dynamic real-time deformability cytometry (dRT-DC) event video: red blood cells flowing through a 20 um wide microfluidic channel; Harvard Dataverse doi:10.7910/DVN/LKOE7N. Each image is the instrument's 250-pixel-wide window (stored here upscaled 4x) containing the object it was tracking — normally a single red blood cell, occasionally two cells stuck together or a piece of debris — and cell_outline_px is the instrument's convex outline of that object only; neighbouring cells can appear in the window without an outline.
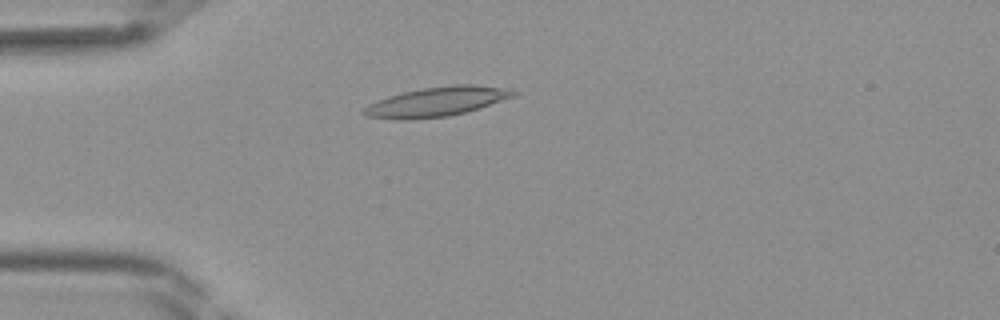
{"species": "Egyptian fruit bat (a non-hibernating species)", "species_latin": "Rousettus aegyptiacus", "temperature_condition": "room temperature", "stored_images_in_passage": 31, "camera_frame_rate_fps": 3000, "um_per_image_px": 0.085, "frame": {"image": 1, "passage_image": 1, "time_ms": 0.0, "image_size_px": [1000, 320], "cell_outline_px": [[520, 92], [516, 96], [468, 112], [448, 116], [408, 120], [404, 120], [364, 116], [360, 112], [368, 104], [376, 100], [388, 96], [404, 92], [424, 88], [456, 84], [472, 84], [508, 88]], "centroid_in_image_um": [37.15, 8.65], "position_along_channel_um": 47.8, "area_um2": 25.95}}
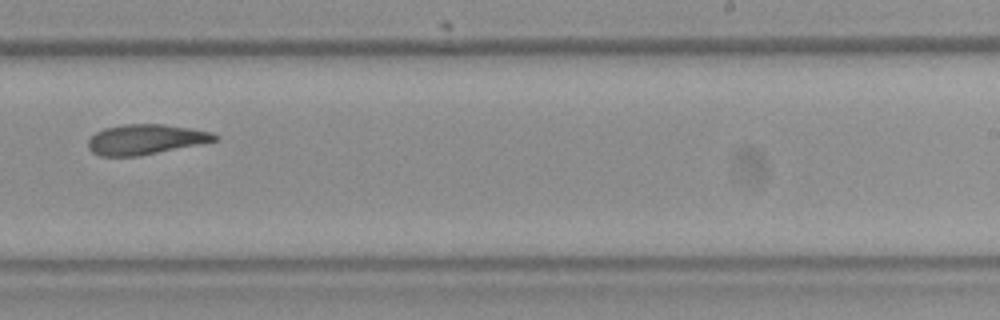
{"frame": {"image": 2, "passage_image": 16, "time_ms": 5.0, "image_size_px": [1000, 320], "cell_outline_px": [[220, 140], [140, 156], [100, 156], [92, 152], [88, 148], [88, 140], [96, 132], [104, 128], [124, 124], [164, 124], [192, 128], [212, 132], [220, 136]], "centroid_in_image_um": [12.41, 11.85], "position_along_channel_um": 276.6, "area_um2": 22.43}}
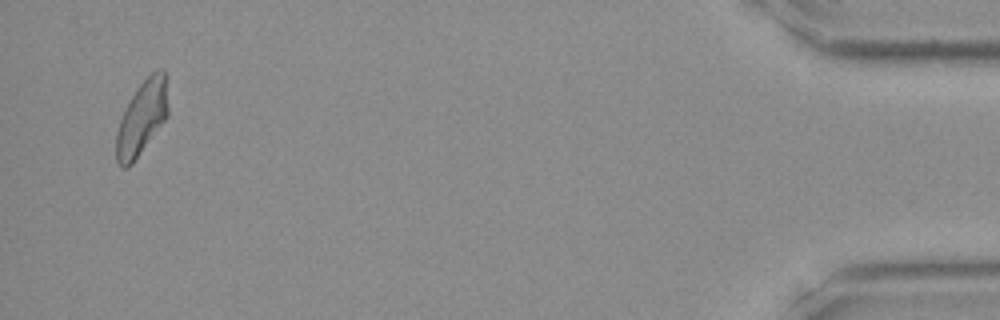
{"frame": {"image": 3, "passage_image": 30, "time_ms": 9.667, "image_size_px": [1000, 320], "cell_outline_px": [[168, 116], [132, 164], [128, 168], [120, 168], [116, 160], [116, 132], [124, 108], [128, 100], [136, 88], [156, 68], [164, 68], [168, 76]], "centroid_in_image_um": [12.08, 9.96], "position_along_channel_um": 423.1, "area_um2": 23.0}}